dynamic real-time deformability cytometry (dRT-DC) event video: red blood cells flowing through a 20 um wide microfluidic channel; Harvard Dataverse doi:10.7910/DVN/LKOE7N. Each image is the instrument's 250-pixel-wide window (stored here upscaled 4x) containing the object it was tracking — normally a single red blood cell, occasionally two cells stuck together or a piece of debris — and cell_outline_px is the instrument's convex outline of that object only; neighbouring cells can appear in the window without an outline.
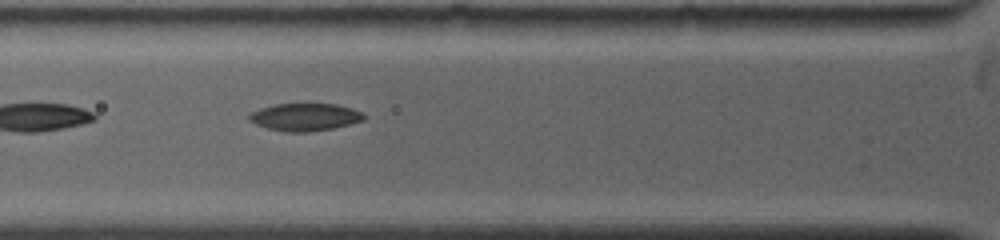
{"species": "common noctule bat (a hibernating species)", "species_latin": "Nyctalus noctula", "temperature_condition": "warm", "stored_images_in_passage": 3, "segment_of_instrument_passage": [1, 2], "camera_frame_rate_fps": 5000, "um_per_image_px": 0.085, "animal": {"sex": "female", "body_mass_g": 19.0, "forearm_length_mm": 53.3}, "frame": {"image": 1, "passage_image": 2, "time_ms": 0.6, "image_size_px": [1000, 240], "cell_outline_px": [[368, 116], [364, 120], [332, 128], [308, 132], [284, 132], [268, 128], [256, 124], [248, 120], [248, 112], [260, 108], [276, 104], [336, 104], [352, 108]], "centroid_in_image_um": [25.89, 9.95], "position_along_channel_um": 99.9, "area_um2": 18.44}}